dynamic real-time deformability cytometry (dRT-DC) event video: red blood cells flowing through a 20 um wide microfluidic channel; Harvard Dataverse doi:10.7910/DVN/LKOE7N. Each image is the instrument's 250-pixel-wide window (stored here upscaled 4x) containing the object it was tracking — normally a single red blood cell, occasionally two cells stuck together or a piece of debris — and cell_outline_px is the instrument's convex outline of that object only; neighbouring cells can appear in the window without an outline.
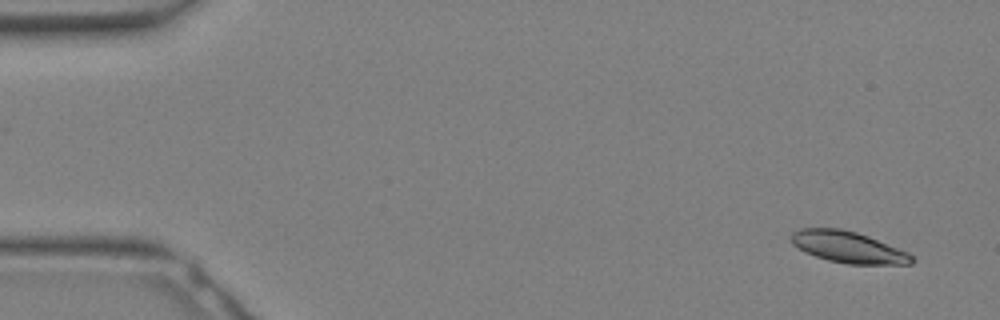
{"species": "Egyptian fruit bat (a non-hibernating species)", "species_latin": "Rousettus aegyptiacus", "temperature_condition": "warm", "stored_images_in_passage": 12, "camera_frame_rate_fps": 3000, "um_per_image_px": 0.085, "animal": {"sex": "female"}, "frame": {"image": 1, "passage_image": 2, "time_ms": 0.333, "image_size_px": [1000, 320], "cell_outline_px": [[916, 260], [912, 264], [848, 264], [828, 260], [804, 252], [792, 244], [788, 236], [792, 232], [800, 228], [840, 228], [856, 232], [868, 236], [908, 252]], "centroid_in_image_um": [72.06, 21.0], "position_along_channel_um": 12.9, "area_um2": 22.2}}
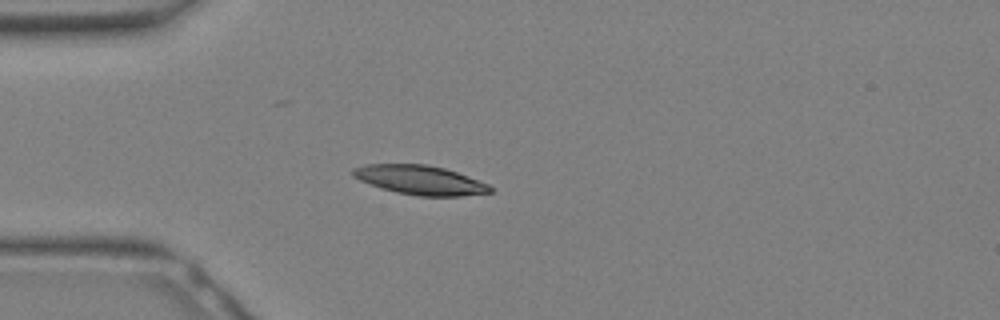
{"frame": {"image": 2, "passage_image": 9, "time_ms": 2.667, "image_size_px": [1000, 320], "cell_outline_px": [[496, 188], [492, 192], [460, 196], [420, 196], [396, 192], [380, 188], [360, 180], [352, 176], [352, 168], [364, 164], [428, 164], [444, 168], [456, 172], [488, 184]], "centroid_in_image_um": [35.7, 15.3], "position_along_channel_um": 49.3, "area_um2": 23.41}}
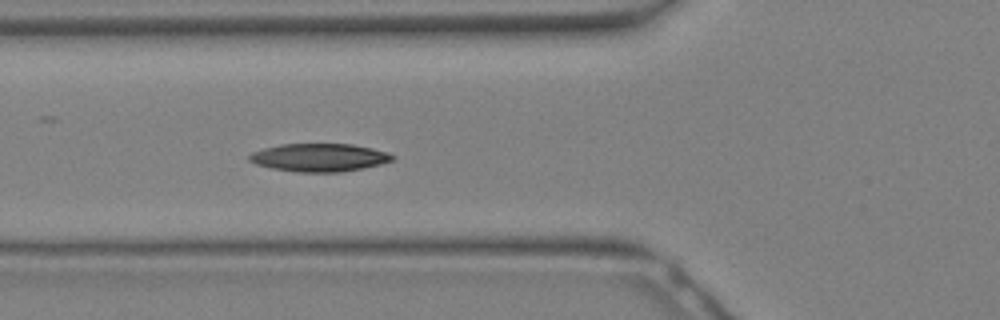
{"frame": {"image": 3, "passage_image": 12, "time_ms": 3.667, "image_size_px": [1000, 320], "cell_outline_px": [[396, 156], [392, 160], [380, 164], [364, 168], [340, 172], [296, 172], [272, 168], [256, 164], [248, 160], [248, 156], [252, 152], [264, 148], [280, 144], [352, 144], [372, 148], [388, 152]], "centroid_in_image_um": [27.14, 13.39], "position_along_channel_um": 98.7, "area_um2": 23.41}}